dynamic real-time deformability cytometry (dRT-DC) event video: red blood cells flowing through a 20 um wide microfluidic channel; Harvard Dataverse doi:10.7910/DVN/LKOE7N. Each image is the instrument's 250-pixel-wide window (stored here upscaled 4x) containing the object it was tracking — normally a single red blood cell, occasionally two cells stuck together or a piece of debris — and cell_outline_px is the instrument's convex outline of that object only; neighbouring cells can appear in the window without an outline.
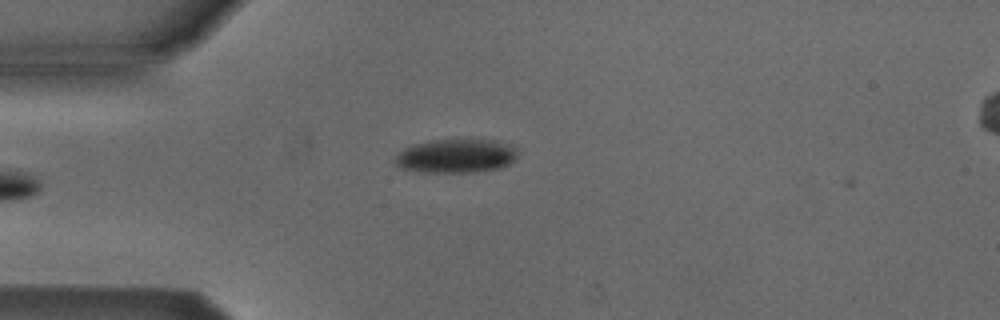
{"species": "Egyptian fruit bat (a non-hibernating species)", "species_latin": "Rousettus aegyptiacus", "temperature_condition": "cold", "stored_images_in_passage": 4, "camera_frame_rate_fps": 3000, "um_per_image_px": 0.085, "animal": {"sex": "male"}, "frame": {"image": 1, "passage_image": 3, "time_ms": 0.667, "image_size_px": [1000, 320], "cell_outline_px": [[520, 152], [516, 160], [500, 168], [472, 172], [420, 172], [400, 168], [396, 164], [396, 156], [404, 148], [416, 144], [436, 140], [496, 140], [512, 144]], "centroid_in_image_um": [38.84, 13.26], "position_along_channel_um": 46.2, "area_um2": 24.22}}